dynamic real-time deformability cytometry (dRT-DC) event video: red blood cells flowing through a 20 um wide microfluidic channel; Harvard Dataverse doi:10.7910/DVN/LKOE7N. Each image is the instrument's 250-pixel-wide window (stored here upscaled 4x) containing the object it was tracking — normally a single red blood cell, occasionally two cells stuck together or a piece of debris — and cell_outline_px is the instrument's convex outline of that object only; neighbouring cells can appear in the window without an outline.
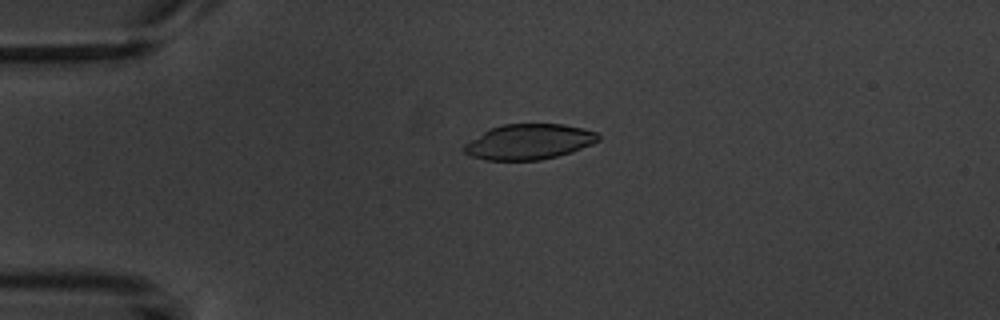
{"species": "common noctule bat (a hibernating species)", "species_latin": "Nyctalus noctula", "temperature_condition": "warm", "stored_images_in_passage": 5, "camera_frame_rate_fps": 3000, "um_per_image_px": 0.085, "animal": {"sex": "male", "body_mass_g": 20.1, "forearm_length_mm": 53.5}, "frame": {"image": 1, "passage_image": 3, "time_ms": 3.333, "image_size_px": [1000, 320], "cell_outline_px": [[600, 140], [592, 144], [572, 152], [540, 160], [488, 160], [472, 156], [464, 152], [464, 144], [484, 132], [492, 128], [504, 124], [564, 124], [596, 132], [600, 136]], "centroid_in_image_um": [44.99, 12.05], "position_along_channel_um": 40.0, "area_um2": 27.34}}